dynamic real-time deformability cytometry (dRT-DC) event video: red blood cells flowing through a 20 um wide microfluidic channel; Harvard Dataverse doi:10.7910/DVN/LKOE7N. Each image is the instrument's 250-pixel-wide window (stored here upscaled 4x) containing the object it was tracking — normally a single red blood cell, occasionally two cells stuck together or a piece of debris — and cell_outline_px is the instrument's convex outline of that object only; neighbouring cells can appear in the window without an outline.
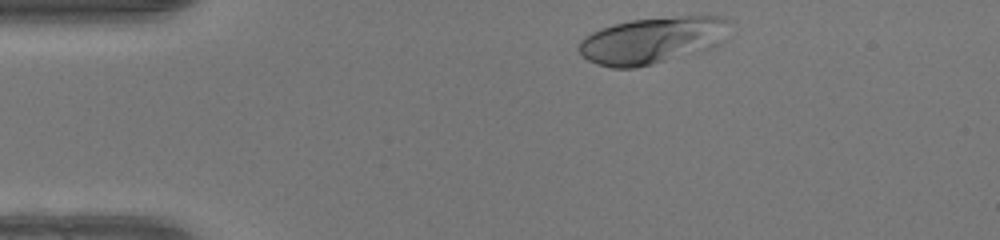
{"species": "human", "species_latin": "Homo sapiens", "temperature_condition": "warm", "stored_images_in_passage": 33, "camera_frame_rate_fps": 3000, "um_per_image_px": 0.085, "donor": {"sex": "female"}, "frame": {"image": 1, "passage_image": 1, "time_ms": 0.0, "image_size_px": [1000, 240], "cell_outline_px": [[728, 20], [716, 44], [712, 48], [652, 64], [636, 68], [612, 68], [596, 64], [588, 60], [576, 48], [580, 40], [584, 36], [600, 28], [632, 20], [684, 16], [724, 16]], "centroid_in_image_um": [55.32, 3.44], "position_along_channel_um": 29.7, "area_um2": 40.17}}
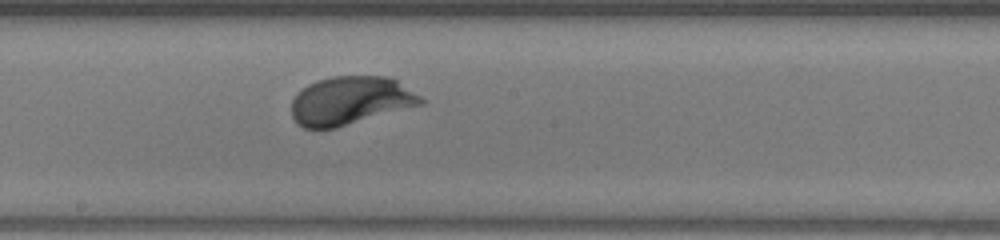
{"frame": {"image": 2, "passage_image": 19, "time_ms": 6.0, "image_size_px": [1000, 240], "cell_outline_px": [[424, 104], [336, 128], [304, 128], [296, 124], [292, 116], [292, 100], [308, 84], [316, 80], [332, 76], [388, 76], [396, 80], [420, 96], [424, 100]], "centroid_in_image_um": [29.78, 8.56], "position_along_channel_um": 218.4, "area_um2": 36.36}}
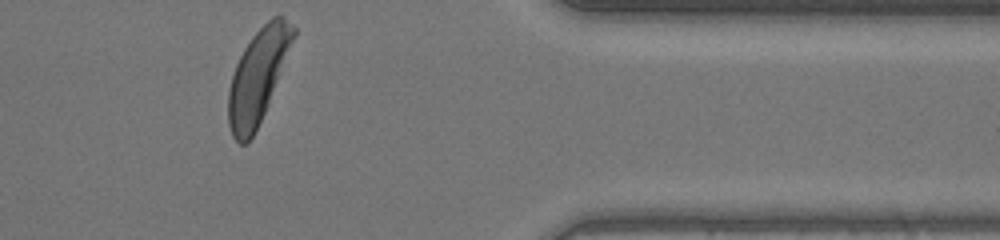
{"frame": {"image": 3, "passage_image": 33, "time_ms": 10.667, "image_size_px": [1000, 240], "cell_outline_px": [[296, 36], [268, 104], [252, 136], [244, 144], [240, 144], [232, 136], [228, 124], [228, 92], [232, 76], [236, 64], [244, 48], [252, 36], [272, 16], [284, 16], [296, 28]], "centroid_in_image_um": [21.93, 6.44], "position_along_channel_um": 389.5, "area_um2": 34.97}, "authors_computed_cell_mechanics": {"area_um2": 35.7204, "velocity_mm_per_s": 4.1267, "shape_relaxation_time_tau1_ms": 1.9573, "shape_relaxation_time_tau2_ms": null, "deformation_change_tau1": 0.1655, "deformation_change_tau2": null}}